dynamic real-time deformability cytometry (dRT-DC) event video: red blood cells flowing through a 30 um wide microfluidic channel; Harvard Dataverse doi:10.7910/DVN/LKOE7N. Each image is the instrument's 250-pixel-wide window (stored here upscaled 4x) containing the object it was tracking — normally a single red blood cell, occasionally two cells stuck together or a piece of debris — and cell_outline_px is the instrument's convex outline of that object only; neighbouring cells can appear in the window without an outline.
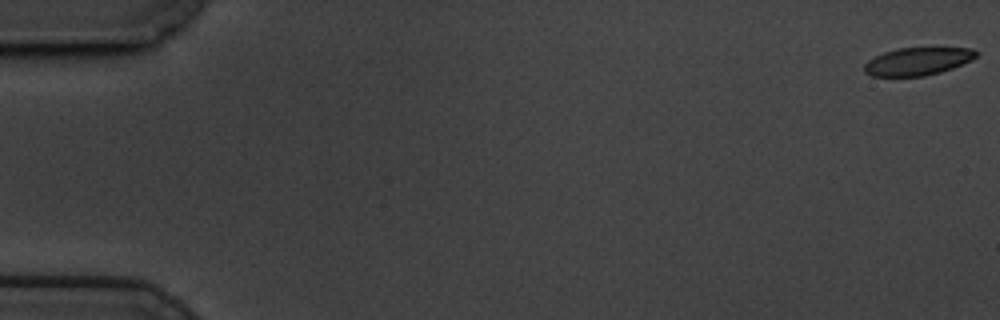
{"species": "common noctule bat (a hibernating species)", "species_latin": "Nyctalus noctula", "temperature_condition": "cold", "stored_images_in_passage": 59, "camera_frame_rate_fps": 3000, "um_per_image_px": 0.085, "animal": {"sex": "male", "body_mass_g": 19.5, "forearm_length_mm": 54.6}, "frame": {"image": 1, "passage_image": 1, "time_ms": 0.0, "image_size_px": [1000, 320], "cell_outline_px": [[980, 52], [976, 56], [952, 68], [940, 72], [924, 76], [872, 76], [864, 72], [864, 64], [868, 60], [884, 52], [900, 48], [972, 48]], "centroid_in_image_um": [77.97, 5.21], "position_along_channel_um": 7.0, "area_um2": 17.86}}
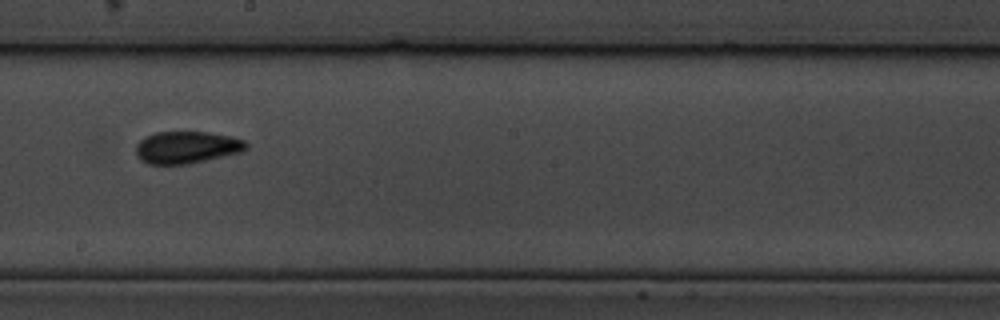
{"frame": {"image": 2, "passage_image": 34, "time_ms": 11.0, "image_size_px": [1000, 320], "cell_outline_px": [[248, 148], [244, 152], [188, 164], [148, 164], [140, 160], [136, 156], [136, 144], [144, 136], [156, 132], [208, 132], [232, 136], [244, 140], [248, 144]], "centroid_in_image_um": [15.89, 12.52], "position_along_channel_um": 232.3, "area_um2": 20.98}}
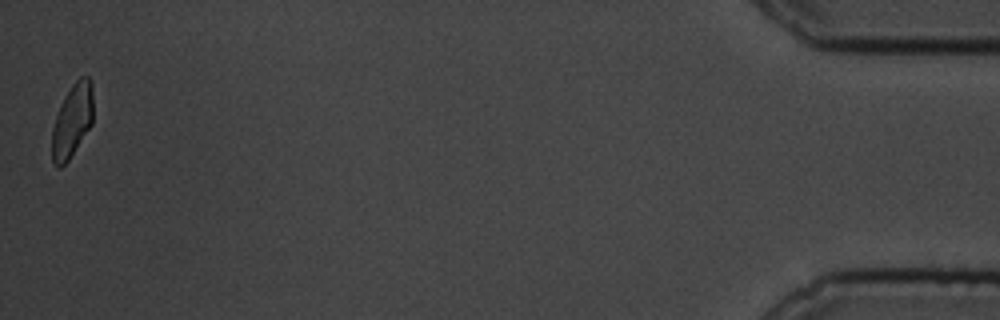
{"frame": {"image": 3, "passage_image": 59, "time_ms": 19.333, "image_size_px": [1000, 320], "cell_outline_px": [[92, 124], [68, 160], [60, 168], [56, 168], [52, 160], [52, 128], [56, 116], [64, 96], [72, 84], [80, 76], [88, 76], [92, 80]], "centroid_in_image_um": [6.13, 10.24], "position_along_channel_um": 429.1, "area_um2": 17.57}, "authors_computed_cell_mechanics": {"area_um2": 19.7676, "velocity_mm_per_s": 3.4267, "shape_relaxation_time_tau1_ms": 5.8319, "shape_relaxation_time_tau2_ms": 1.8136, "deformation_change_tau1": 0.1174, "deformation_change_tau2": 0.0648}}